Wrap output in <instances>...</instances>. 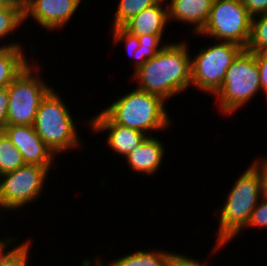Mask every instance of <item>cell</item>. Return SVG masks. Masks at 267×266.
Returning <instances> with one entry per match:
<instances>
[{"instance_id":"cell-1","label":"cell","mask_w":267,"mask_h":266,"mask_svg":"<svg viewBox=\"0 0 267 266\" xmlns=\"http://www.w3.org/2000/svg\"><path fill=\"white\" fill-rule=\"evenodd\" d=\"M188 45V46H187ZM191 48L187 41L167 43L153 58L134 72L138 89L164 101L191 88Z\"/></svg>"},{"instance_id":"cell-2","label":"cell","mask_w":267,"mask_h":266,"mask_svg":"<svg viewBox=\"0 0 267 266\" xmlns=\"http://www.w3.org/2000/svg\"><path fill=\"white\" fill-rule=\"evenodd\" d=\"M234 185L228 191L222 207H216L213 215L218 217L215 245L210 252H217L225 248L232 239H237L248 224L252 211L263 198L261 176L250 163L242 171ZM217 213V214H216Z\"/></svg>"},{"instance_id":"cell-3","label":"cell","mask_w":267,"mask_h":266,"mask_svg":"<svg viewBox=\"0 0 267 266\" xmlns=\"http://www.w3.org/2000/svg\"><path fill=\"white\" fill-rule=\"evenodd\" d=\"M166 101L161 97L135 88L104 107L102 111L115 123L139 130L148 136L172 126ZM171 125V126H170ZM170 126V127H169Z\"/></svg>"},{"instance_id":"cell-4","label":"cell","mask_w":267,"mask_h":266,"mask_svg":"<svg viewBox=\"0 0 267 266\" xmlns=\"http://www.w3.org/2000/svg\"><path fill=\"white\" fill-rule=\"evenodd\" d=\"M52 88L41 100L33 124L36 133L55 156L81 148L79 130L71 110ZM71 112V113H70ZM70 149V150H68Z\"/></svg>"},{"instance_id":"cell-5","label":"cell","mask_w":267,"mask_h":266,"mask_svg":"<svg viewBox=\"0 0 267 266\" xmlns=\"http://www.w3.org/2000/svg\"><path fill=\"white\" fill-rule=\"evenodd\" d=\"M262 92L254 52L244 49L226 71L221 89L212 97L223 116H231ZM231 114V115H230Z\"/></svg>"},{"instance_id":"cell-6","label":"cell","mask_w":267,"mask_h":266,"mask_svg":"<svg viewBox=\"0 0 267 266\" xmlns=\"http://www.w3.org/2000/svg\"><path fill=\"white\" fill-rule=\"evenodd\" d=\"M29 60L33 62H30L7 87L9 93L7 125H33L41 100L52 89L50 83H47L41 74L39 75L43 73L40 70L42 67L37 63L39 61L30 58Z\"/></svg>"},{"instance_id":"cell-7","label":"cell","mask_w":267,"mask_h":266,"mask_svg":"<svg viewBox=\"0 0 267 266\" xmlns=\"http://www.w3.org/2000/svg\"><path fill=\"white\" fill-rule=\"evenodd\" d=\"M213 41V45H205L191 56V87L211 96L221 89L227 69L245 49L232 42Z\"/></svg>"},{"instance_id":"cell-8","label":"cell","mask_w":267,"mask_h":266,"mask_svg":"<svg viewBox=\"0 0 267 266\" xmlns=\"http://www.w3.org/2000/svg\"><path fill=\"white\" fill-rule=\"evenodd\" d=\"M52 167L25 164L0 176V212H17L40 199ZM9 210V211H8ZM14 210V211H13ZM17 210V211H15Z\"/></svg>"},{"instance_id":"cell-9","label":"cell","mask_w":267,"mask_h":266,"mask_svg":"<svg viewBox=\"0 0 267 266\" xmlns=\"http://www.w3.org/2000/svg\"><path fill=\"white\" fill-rule=\"evenodd\" d=\"M252 16L241 0H214L204 28L194 36H206L247 47Z\"/></svg>"},{"instance_id":"cell-10","label":"cell","mask_w":267,"mask_h":266,"mask_svg":"<svg viewBox=\"0 0 267 266\" xmlns=\"http://www.w3.org/2000/svg\"><path fill=\"white\" fill-rule=\"evenodd\" d=\"M86 8V0H29L23 7L24 22L31 19L52 33L60 31L72 19L80 4Z\"/></svg>"},{"instance_id":"cell-11","label":"cell","mask_w":267,"mask_h":266,"mask_svg":"<svg viewBox=\"0 0 267 266\" xmlns=\"http://www.w3.org/2000/svg\"><path fill=\"white\" fill-rule=\"evenodd\" d=\"M90 118L86 122L89 129L96 134L108 133L106 147L113 151V155H121L122 159L140 146L148 137L147 134L139 130L115 124L102 110Z\"/></svg>"},{"instance_id":"cell-12","label":"cell","mask_w":267,"mask_h":266,"mask_svg":"<svg viewBox=\"0 0 267 266\" xmlns=\"http://www.w3.org/2000/svg\"><path fill=\"white\" fill-rule=\"evenodd\" d=\"M3 132L22 154L26 164L55 167L56 156L36 133L33 125H7Z\"/></svg>"},{"instance_id":"cell-13","label":"cell","mask_w":267,"mask_h":266,"mask_svg":"<svg viewBox=\"0 0 267 266\" xmlns=\"http://www.w3.org/2000/svg\"><path fill=\"white\" fill-rule=\"evenodd\" d=\"M154 136H148L144 142L124 159L128 167L141 176L154 175L161 169L164 161L165 144L162 140Z\"/></svg>"},{"instance_id":"cell-14","label":"cell","mask_w":267,"mask_h":266,"mask_svg":"<svg viewBox=\"0 0 267 266\" xmlns=\"http://www.w3.org/2000/svg\"><path fill=\"white\" fill-rule=\"evenodd\" d=\"M168 21L190 25L191 34H198L205 26L214 0H166ZM169 2V3H168Z\"/></svg>"},{"instance_id":"cell-15","label":"cell","mask_w":267,"mask_h":266,"mask_svg":"<svg viewBox=\"0 0 267 266\" xmlns=\"http://www.w3.org/2000/svg\"><path fill=\"white\" fill-rule=\"evenodd\" d=\"M165 3V4H164ZM166 0H159L128 20L122 28L134 36L164 35L168 21V6Z\"/></svg>"},{"instance_id":"cell-16","label":"cell","mask_w":267,"mask_h":266,"mask_svg":"<svg viewBox=\"0 0 267 266\" xmlns=\"http://www.w3.org/2000/svg\"><path fill=\"white\" fill-rule=\"evenodd\" d=\"M171 251L161 250V249H149V250H135V252L130 251L126 255L120 257H115L113 260L108 261L104 257L99 256L92 258H83L80 266H167V262ZM104 258V259H103ZM106 260V261H104ZM108 261V262H107ZM94 262V263H93ZM107 264V265H106Z\"/></svg>"},{"instance_id":"cell-17","label":"cell","mask_w":267,"mask_h":266,"mask_svg":"<svg viewBox=\"0 0 267 266\" xmlns=\"http://www.w3.org/2000/svg\"><path fill=\"white\" fill-rule=\"evenodd\" d=\"M23 46L0 48V88L8 87L30 61Z\"/></svg>"},{"instance_id":"cell-18","label":"cell","mask_w":267,"mask_h":266,"mask_svg":"<svg viewBox=\"0 0 267 266\" xmlns=\"http://www.w3.org/2000/svg\"><path fill=\"white\" fill-rule=\"evenodd\" d=\"M24 25V13L23 7L21 5H10L8 7H3L0 9V42L9 38V36L15 35L17 29L22 28ZM20 25V26H19ZM1 42L0 48L4 47H15V46H24L22 42H14L11 40V43Z\"/></svg>"},{"instance_id":"cell-19","label":"cell","mask_w":267,"mask_h":266,"mask_svg":"<svg viewBox=\"0 0 267 266\" xmlns=\"http://www.w3.org/2000/svg\"><path fill=\"white\" fill-rule=\"evenodd\" d=\"M164 35H141L138 36L139 48L134 53V72L137 71L147 60L153 58L159 51H161L169 41L165 42ZM163 42V44H162ZM165 42V43H164Z\"/></svg>"},{"instance_id":"cell-20","label":"cell","mask_w":267,"mask_h":266,"mask_svg":"<svg viewBox=\"0 0 267 266\" xmlns=\"http://www.w3.org/2000/svg\"><path fill=\"white\" fill-rule=\"evenodd\" d=\"M25 164L19 150L13 145L5 133L0 131V176L15 171Z\"/></svg>"},{"instance_id":"cell-21","label":"cell","mask_w":267,"mask_h":266,"mask_svg":"<svg viewBox=\"0 0 267 266\" xmlns=\"http://www.w3.org/2000/svg\"><path fill=\"white\" fill-rule=\"evenodd\" d=\"M159 0H119L112 21V27H122L128 20L143 11L144 9L153 6Z\"/></svg>"},{"instance_id":"cell-22","label":"cell","mask_w":267,"mask_h":266,"mask_svg":"<svg viewBox=\"0 0 267 266\" xmlns=\"http://www.w3.org/2000/svg\"><path fill=\"white\" fill-rule=\"evenodd\" d=\"M245 49L254 53L267 51V13L252 17L250 39Z\"/></svg>"},{"instance_id":"cell-23","label":"cell","mask_w":267,"mask_h":266,"mask_svg":"<svg viewBox=\"0 0 267 266\" xmlns=\"http://www.w3.org/2000/svg\"><path fill=\"white\" fill-rule=\"evenodd\" d=\"M32 243L30 238L24 242L17 243L18 246L7 256L0 266H30L28 260L29 258L31 260L30 251L32 250Z\"/></svg>"},{"instance_id":"cell-24","label":"cell","mask_w":267,"mask_h":266,"mask_svg":"<svg viewBox=\"0 0 267 266\" xmlns=\"http://www.w3.org/2000/svg\"><path fill=\"white\" fill-rule=\"evenodd\" d=\"M111 31H112L110 32L112 34L111 42H113V46H115L116 44L119 45L121 42L124 43L128 56L130 55V57L134 58V53L140 46L138 37L131 35L127 31H125L122 27L111 28Z\"/></svg>"},{"instance_id":"cell-25","label":"cell","mask_w":267,"mask_h":266,"mask_svg":"<svg viewBox=\"0 0 267 266\" xmlns=\"http://www.w3.org/2000/svg\"><path fill=\"white\" fill-rule=\"evenodd\" d=\"M256 228L257 230L260 228V230L267 229V198L263 197L254 210L252 211L250 220L246 227L242 230L247 228ZM262 228V229H261Z\"/></svg>"},{"instance_id":"cell-26","label":"cell","mask_w":267,"mask_h":266,"mask_svg":"<svg viewBox=\"0 0 267 266\" xmlns=\"http://www.w3.org/2000/svg\"><path fill=\"white\" fill-rule=\"evenodd\" d=\"M207 263L208 261L206 262L204 260V262H202L200 258L196 260L195 258L187 256L186 254L184 255L183 252L180 254L172 251L169 256L167 266H212L209 265L210 263Z\"/></svg>"},{"instance_id":"cell-27","label":"cell","mask_w":267,"mask_h":266,"mask_svg":"<svg viewBox=\"0 0 267 266\" xmlns=\"http://www.w3.org/2000/svg\"><path fill=\"white\" fill-rule=\"evenodd\" d=\"M257 61L261 89L263 91V95L267 100V51L254 53Z\"/></svg>"},{"instance_id":"cell-28","label":"cell","mask_w":267,"mask_h":266,"mask_svg":"<svg viewBox=\"0 0 267 266\" xmlns=\"http://www.w3.org/2000/svg\"><path fill=\"white\" fill-rule=\"evenodd\" d=\"M9 93L7 87L0 88V131L7 126Z\"/></svg>"},{"instance_id":"cell-29","label":"cell","mask_w":267,"mask_h":266,"mask_svg":"<svg viewBox=\"0 0 267 266\" xmlns=\"http://www.w3.org/2000/svg\"><path fill=\"white\" fill-rule=\"evenodd\" d=\"M251 164L258 170L261 176L263 197L267 198V155L255 158Z\"/></svg>"},{"instance_id":"cell-30","label":"cell","mask_w":267,"mask_h":266,"mask_svg":"<svg viewBox=\"0 0 267 266\" xmlns=\"http://www.w3.org/2000/svg\"><path fill=\"white\" fill-rule=\"evenodd\" d=\"M248 13L253 17L267 13V0H241Z\"/></svg>"},{"instance_id":"cell-31","label":"cell","mask_w":267,"mask_h":266,"mask_svg":"<svg viewBox=\"0 0 267 266\" xmlns=\"http://www.w3.org/2000/svg\"><path fill=\"white\" fill-rule=\"evenodd\" d=\"M0 238H1L0 239V264H1L7 258V256L18 246L15 242L18 241L19 239H17L15 236L14 237L4 236L3 239L2 237Z\"/></svg>"},{"instance_id":"cell-32","label":"cell","mask_w":267,"mask_h":266,"mask_svg":"<svg viewBox=\"0 0 267 266\" xmlns=\"http://www.w3.org/2000/svg\"><path fill=\"white\" fill-rule=\"evenodd\" d=\"M10 5H19V4L14 3L12 0H0V7L1 8L8 7Z\"/></svg>"},{"instance_id":"cell-33","label":"cell","mask_w":267,"mask_h":266,"mask_svg":"<svg viewBox=\"0 0 267 266\" xmlns=\"http://www.w3.org/2000/svg\"><path fill=\"white\" fill-rule=\"evenodd\" d=\"M14 3H16V4H19V5H21L22 7H24L27 3H28V1L29 0H12Z\"/></svg>"}]
</instances>
